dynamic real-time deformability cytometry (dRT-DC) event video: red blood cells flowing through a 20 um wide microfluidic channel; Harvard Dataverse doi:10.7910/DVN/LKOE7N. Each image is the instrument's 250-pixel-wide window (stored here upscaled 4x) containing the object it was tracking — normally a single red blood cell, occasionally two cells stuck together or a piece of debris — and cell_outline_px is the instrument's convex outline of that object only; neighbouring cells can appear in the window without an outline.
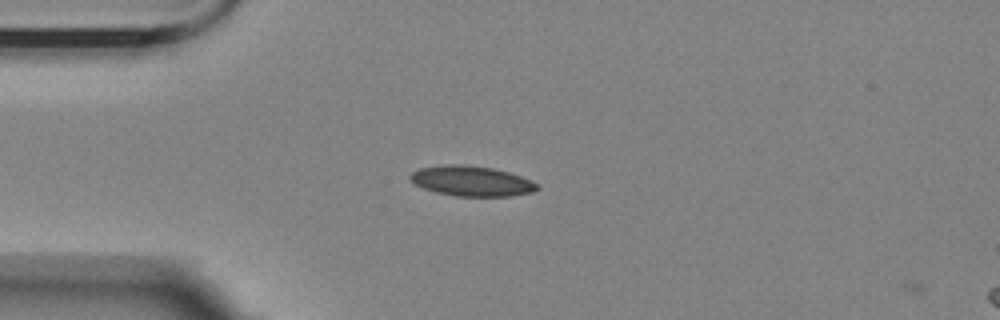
{"species": "Egyptian fruit bat (a non-hibernating species)", "species_latin": "Rousettus aegyptiacus", "temperature_condition": "room temperature", "stored_images_in_passage": 6, "camera_frame_rate_fps": 3000, "um_per_image_px": 0.085, "animal": {"sex": "female"}, "frame": {"image": 1, "passage_image": 3, "time_ms": 0.667, "image_size_px": [1000, 320], "cell_outline_px": [[540, 188], [532, 192], [512, 196], [456, 196], [436, 192], [424, 188], [408, 180], [408, 176], [412, 172], [420, 168], [444, 164], [464, 164], [492, 168], [508, 172], [532, 180]], "centroid_in_image_um": [40.06, 15.38], "position_along_channel_um": 44.9, "area_um2": 22.37}}